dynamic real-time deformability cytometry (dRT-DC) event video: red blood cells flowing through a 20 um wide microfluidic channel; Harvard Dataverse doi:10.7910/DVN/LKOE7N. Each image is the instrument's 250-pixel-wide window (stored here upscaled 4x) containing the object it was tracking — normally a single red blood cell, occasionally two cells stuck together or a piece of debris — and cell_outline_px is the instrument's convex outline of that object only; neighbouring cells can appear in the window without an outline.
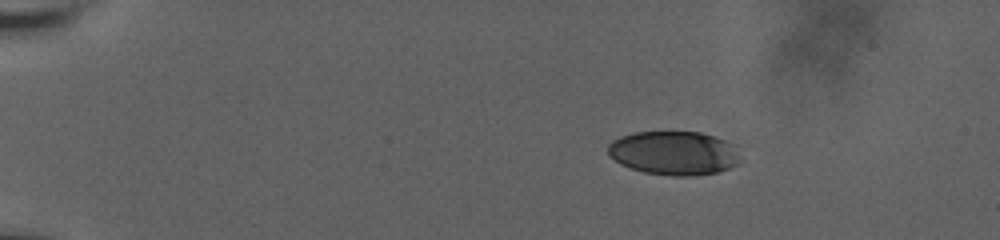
{"species": "human", "species_latin": "Homo sapiens", "temperature_condition": "room temperature", "stored_images_in_passage": 17, "camera_frame_rate_fps": 3000, "um_per_image_px": 0.085, "donor": {"sex": "male"}, "frame": {"image": 1, "passage_image": 1, "time_ms": 0.0, "image_size_px": [1000, 240], "cell_outline_px": [[740, 164], [716, 172], [692, 176], [672, 176], [644, 172], [620, 164], [608, 156], [608, 144], [612, 140], [620, 136], [636, 132], [700, 132], [736, 144], [740, 156]], "centroid_in_image_um": [57.3, 13.01], "position_along_channel_um": 27.7, "area_um2": 34.1}}
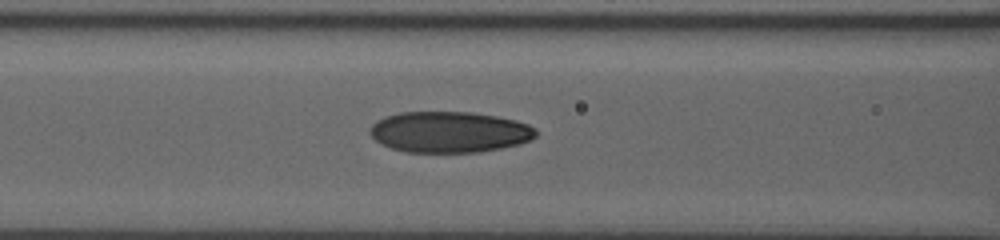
{"frame": {"image": 2, "passage_image": 15, "time_ms": 4.667, "image_size_px": [1000, 240], "cell_outline_px": [[536, 136], [520, 144], [480, 152], [408, 152], [392, 148], [376, 140], [368, 132], [372, 124], [376, 120], [384, 116], [400, 112], [472, 112], [496, 116], [516, 120], [528, 124], [536, 128]], "centroid_in_image_um": [38.2, 11.21], "position_along_channel_um": 128.4, "area_um2": 39.71}}
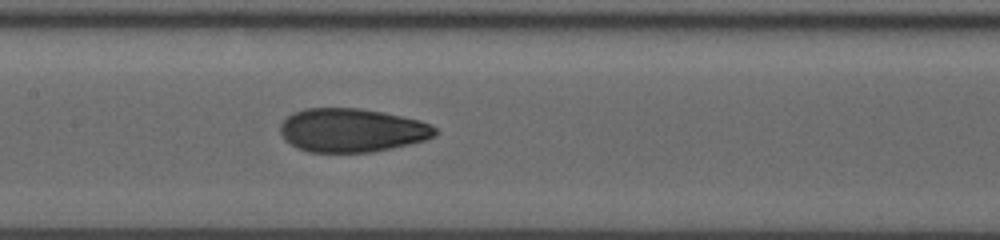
{"frame": {"image": 3, "passage_image": 17, "time_ms": 5.333, "image_size_px": [1000, 240], "cell_outline_px": [[440, 132], [424, 140], [392, 148], [372, 152], [308, 152], [296, 148], [284, 140], [280, 132], [280, 124], [292, 112], [304, 108], [360, 108], [420, 120], [436, 128]], "centroid_in_image_um": [29.86, 11.07], "position_along_channel_um": 177.5, "area_um2": 39.42}}